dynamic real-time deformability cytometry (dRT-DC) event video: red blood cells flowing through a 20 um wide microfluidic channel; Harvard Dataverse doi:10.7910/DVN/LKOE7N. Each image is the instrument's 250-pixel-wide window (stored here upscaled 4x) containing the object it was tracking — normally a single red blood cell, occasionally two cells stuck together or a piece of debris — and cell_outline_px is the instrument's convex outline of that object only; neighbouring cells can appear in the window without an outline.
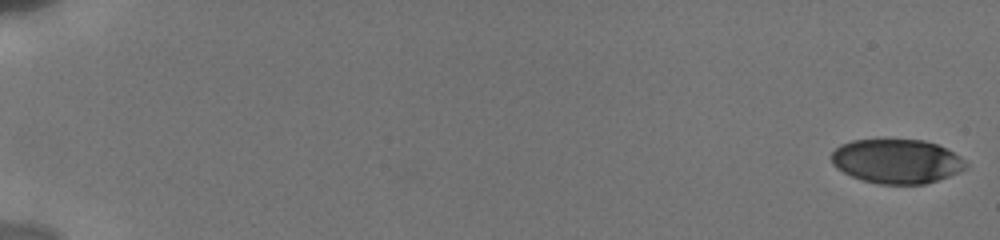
{"species": "human", "species_latin": "Homo sapiens", "temperature_condition": "cold", "stored_images_in_passage": 14, "camera_frame_rate_fps": 3000, "um_per_image_px": 0.085, "donor": {"sex": "male"}, "frame": {"image": 1, "passage_image": 1, "time_ms": 0.0, "image_size_px": [1000, 240], "cell_outline_px": [[968, 168], [948, 176], [924, 184], [880, 184], [864, 180], [852, 176], [836, 168], [832, 164], [832, 152], [840, 144], [852, 140], [924, 140], [936, 144], [960, 156], [968, 164]], "centroid_in_image_um": [76.22, 13.7], "position_along_channel_um": 8.8, "area_um2": 34.45}}